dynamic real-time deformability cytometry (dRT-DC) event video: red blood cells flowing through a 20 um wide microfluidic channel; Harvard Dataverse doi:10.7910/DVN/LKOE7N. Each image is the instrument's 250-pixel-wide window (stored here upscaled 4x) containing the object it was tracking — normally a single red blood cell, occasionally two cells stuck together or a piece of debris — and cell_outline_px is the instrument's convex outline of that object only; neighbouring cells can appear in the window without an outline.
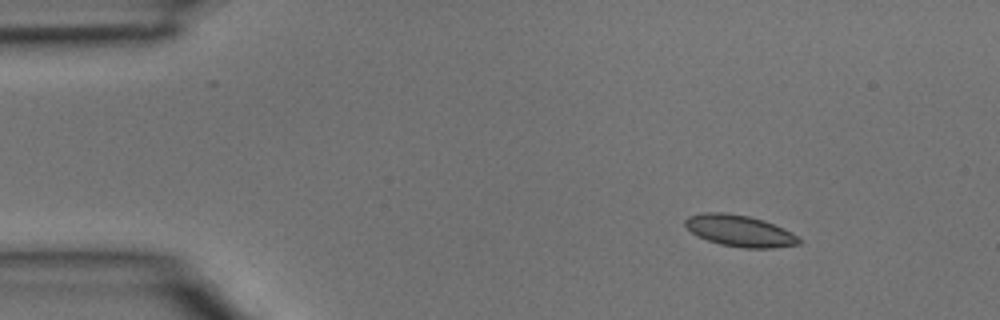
{"species": "common noctule bat (a hibernating species)", "species_latin": "Nyctalus noctula", "temperature_condition": "room temperature", "stored_images_in_passage": 4, "camera_frame_rate_fps": 3000, "um_per_image_px": 0.085, "animal": {"sex": "male", "body_mass_g": 15.6}, "frame": {"image": 1, "passage_image": 1, "time_ms": 0.0, "image_size_px": [1000, 320], "cell_outline_px": [[800, 244], [772, 248], [744, 248], [720, 244], [708, 240], [692, 232], [684, 224], [684, 220], [688, 216], [704, 212], [724, 212], [748, 216], [764, 220], [784, 228], [796, 236], [800, 240]], "centroid_in_image_um": [62.87, 19.61], "position_along_channel_um": 22.1, "area_um2": 20.69}}
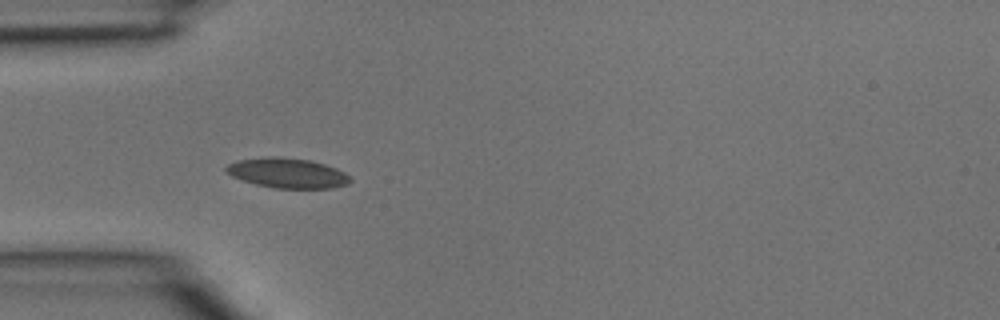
{"frame": {"image": 2, "passage_image": 3, "time_ms": 0.667, "image_size_px": [1000, 320], "cell_outline_px": [[352, 180], [348, 184], [332, 188], [272, 188], [256, 184], [232, 176], [224, 168], [228, 164], [240, 160], [268, 156], [276, 156], [312, 160], [336, 168], [344, 172]], "centroid_in_image_um": [24.45, 14.7], "position_along_channel_um": 60.5, "area_um2": 21.56}}